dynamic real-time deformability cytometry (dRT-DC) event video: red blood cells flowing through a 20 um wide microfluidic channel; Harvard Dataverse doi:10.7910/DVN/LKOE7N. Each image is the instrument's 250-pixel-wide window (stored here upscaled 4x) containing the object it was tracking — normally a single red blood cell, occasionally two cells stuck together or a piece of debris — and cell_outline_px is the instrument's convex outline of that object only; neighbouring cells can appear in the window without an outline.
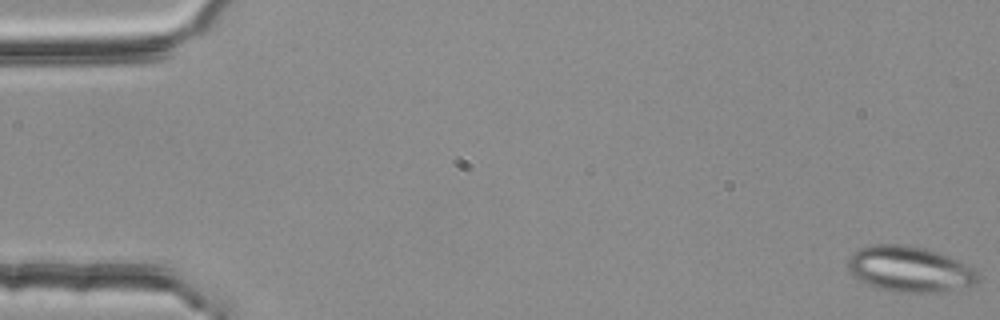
{"species": "common noctule bat (a hibernating species)", "species_latin": "Nyctalus noctula", "temperature_condition": "room temperature", "stored_images_in_passage": 15, "camera_frame_rate_fps": 3000, "um_per_image_px": 0.085, "animal": {"sex": "female", "body_mass_g": 25.1}, "frame": {"image": 1, "passage_image": 1, "time_ms": 0.0, "image_size_px": [1000, 320], "cell_outline_px": [[980, 280], [976, 284], [928, 292], [900, 292], [880, 288], [868, 284], [860, 280], [848, 268], [848, 260], [860, 248], [872, 244], [904, 244], [924, 248], [936, 252], [956, 260], [972, 268], [980, 276]], "centroid_in_image_um": [77.31, 22.86], "position_along_channel_um": 7.7, "area_um2": 33.64}}